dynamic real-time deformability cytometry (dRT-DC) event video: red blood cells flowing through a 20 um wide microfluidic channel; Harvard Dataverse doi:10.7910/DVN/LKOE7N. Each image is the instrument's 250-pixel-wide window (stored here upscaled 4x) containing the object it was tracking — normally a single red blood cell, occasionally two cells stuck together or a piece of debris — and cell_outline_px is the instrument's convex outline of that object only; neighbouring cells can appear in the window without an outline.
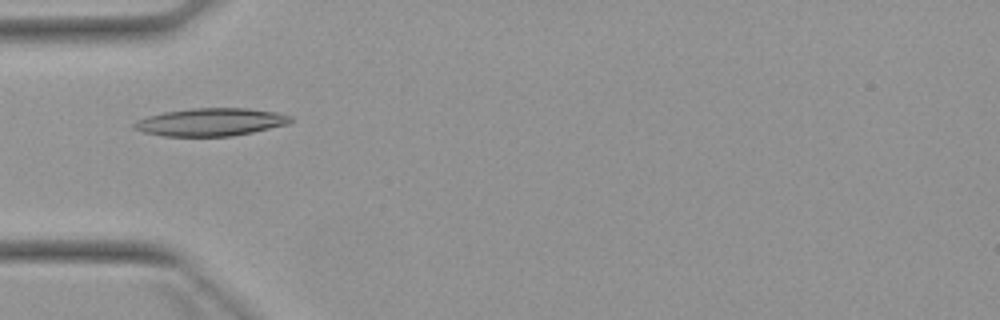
{"species": "Egyptian fruit bat (a non-hibernating species)", "species_latin": "Rousettus aegyptiacus", "temperature_condition": "warm", "stored_images_in_passage": 4, "camera_frame_rate_fps": 3000, "um_per_image_px": 0.085, "animal": {"sex": "female"}, "frame": {"image": 1, "passage_image": 4, "time_ms": 4.333, "image_size_px": [1000, 320], "cell_outline_px": [[292, 120], [288, 124], [252, 132], [232, 136], [164, 136], [144, 132], [132, 128], [132, 124], [136, 120], [148, 116], [164, 112], [192, 108], [248, 108], [276, 112], [292, 116]], "centroid_in_image_um": [17.9, 10.37], "position_along_channel_um": 67.1, "area_um2": 25.32}}